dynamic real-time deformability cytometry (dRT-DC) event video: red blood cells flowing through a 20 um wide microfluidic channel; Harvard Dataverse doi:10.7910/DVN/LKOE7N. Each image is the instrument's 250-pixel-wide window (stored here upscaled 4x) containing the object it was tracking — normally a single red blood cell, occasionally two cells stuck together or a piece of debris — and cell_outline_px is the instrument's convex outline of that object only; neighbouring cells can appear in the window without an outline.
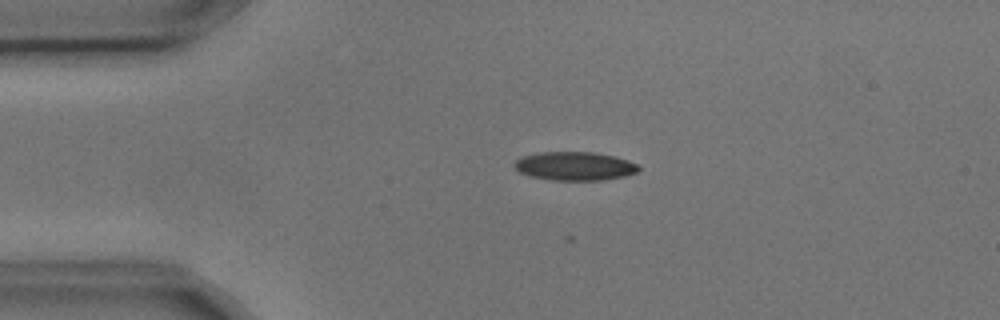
{"species": "common noctule bat (a hibernating species)", "species_latin": "Nyctalus noctula", "temperature_condition": "cold", "stored_images_in_passage": 4, "camera_frame_rate_fps": 3000, "um_per_image_px": 0.085, "animal": {"sex": "male", "body_mass_g": 17.9, "forearm_length_mm": 54.2}, "frame": {"image": 1, "passage_image": 3, "time_ms": 0.667, "image_size_px": [1000, 320], "cell_outline_px": [[640, 168], [636, 172], [624, 176], [604, 180], [548, 180], [532, 176], [520, 172], [512, 164], [520, 156], [540, 152], [596, 152], [616, 156], [628, 160], [636, 164]], "centroid_in_image_um": [48.84, 14.11], "position_along_channel_um": 36.2, "area_um2": 20.81}}